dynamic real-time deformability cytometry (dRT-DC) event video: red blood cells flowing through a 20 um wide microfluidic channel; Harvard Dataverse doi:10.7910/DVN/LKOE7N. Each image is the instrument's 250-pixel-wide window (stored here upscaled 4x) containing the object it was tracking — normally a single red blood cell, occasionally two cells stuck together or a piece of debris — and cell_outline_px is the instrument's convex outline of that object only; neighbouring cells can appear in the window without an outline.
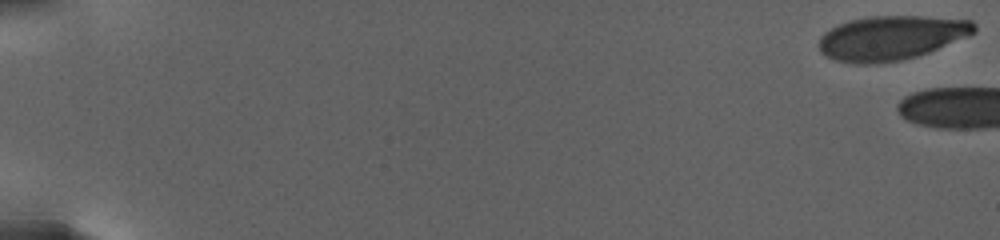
{"species": "human", "species_latin": "Homo sapiens", "temperature_condition": "warm", "stored_images_in_passage": 38, "camera_frame_rate_fps": 3000, "um_per_image_px": 0.085, "donor": {"sex": "female"}, "frame": {"image": 1, "passage_image": 1, "time_ms": 0.0, "image_size_px": [1000, 240], "cell_outline_px": [[976, 32], [968, 36], [928, 52], [916, 56], [900, 60], [876, 64], [852, 64], [836, 60], [824, 56], [820, 52], [820, 36], [824, 32], [840, 24], [852, 20], [872, 16], [920, 16], [972, 20], [976, 24]], "centroid_in_image_um": [75.75, 3.22], "position_along_channel_um": 9.3, "area_um2": 40.0}}
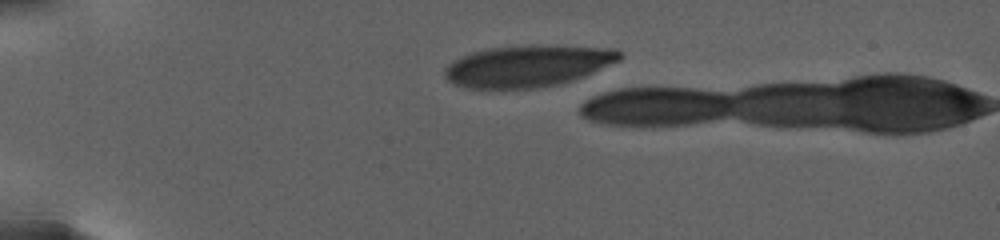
{"frame": {"image": 2, "passage_image": 35, "time_ms": 6.667, "image_size_px": [1000, 240], "cell_outline_px": [[624, 56], [620, 60], [584, 76], [560, 84], [536, 88], [468, 88], [456, 84], [448, 80], [444, 76], [444, 68], [452, 60], [460, 56], [472, 52], [488, 48], [616, 48]], "centroid_in_image_um": [44.8, 5.66], "position_along_channel_um": 40.2, "area_um2": 40.92}}